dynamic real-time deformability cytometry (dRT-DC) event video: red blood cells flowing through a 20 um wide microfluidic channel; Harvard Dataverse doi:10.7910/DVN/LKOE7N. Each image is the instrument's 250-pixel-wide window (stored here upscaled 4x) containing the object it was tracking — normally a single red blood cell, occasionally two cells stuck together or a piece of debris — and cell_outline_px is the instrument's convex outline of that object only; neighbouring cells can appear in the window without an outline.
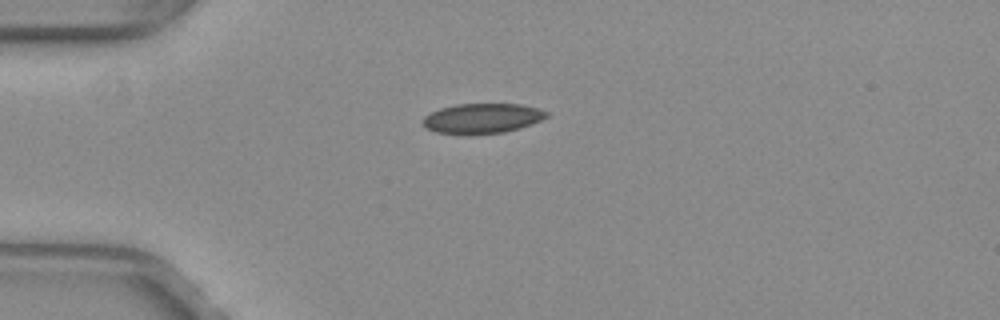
{"species": "common noctule bat (a hibernating species)", "species_latin": "Nyctalus noctula", "temperature_condition": "warm", "stored_images_in_passage": 39, "camera_frame_rate_fps": 3000, "um_per_image_px": 0.085, "animal": {"sex": "female", "body_mass_g": 29.2, "forearm_length_mm": 56.3}, "frame": {"image": 1, "passage_image": 1, "time_ms": 0.0, "image_size_px": [1000, 320], "cell_outline_px": [[548, 116], [532, 124], [520, 128], [504, 132], [472, 136], [460, 136], [436, 132], [424, 128], [424, 116], [440, 108], [456, 104], [520, 104], [536, 108], [548, 112]], "centroid_in_image_um": [40.95, 10.09], "position_along_channel_um": 44.1, "area_um2": 22.02}}
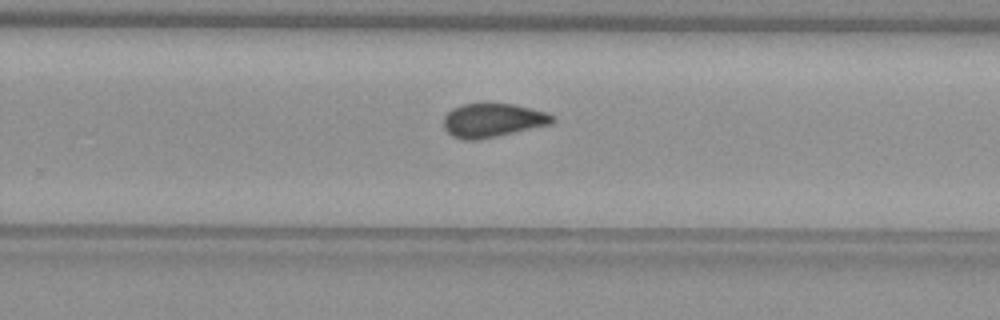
{"frame": {"image": 2, "passage_image": 21, "time_ms": 6.667, "image_size_px": [1000, 320], "cell_outline_px": [[556, 120], [552, 124], [496, 136], [476, 140], [460, 140], [452, 136], [444, 128], [444, 116], [452, 108], [464, 104], [512, 104], [532, 108], [548, 112]], "centroid_in_image_um": [41.88, 10.23], "position_along_channel_um": 287.9, "area_um2": 21.39}}
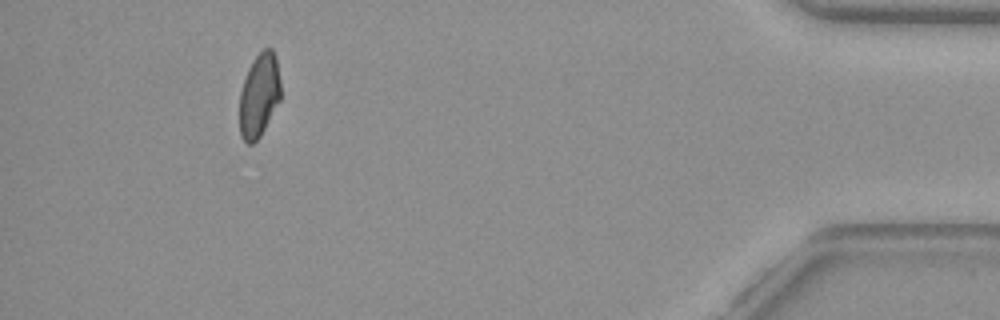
{"frame": {"image": 3, "passage_image": 35, "time_ms": 11.333, "image_size_px": [1000, 320], "cell_outline_px": [[280, 100], [260, 136], [252, 144], [248, 144], [240, 136], [240, 92], [248, 68], [252, 60], [264, 48], [272, 48], [276, 56], [280, 80]], "centroid_in_image_um": [22.03, 8.08], "position_along_channel_um": 413.2, "area_um2": 20.0}, "authors_computed_cell_mechanics": {"area_um2": 21.3282, "velocity_mm_per_s": 4.0325, "shape_relaxation_time_tau1_ms": null, "shape_relaxation_time_tau2_ms": 2.0191, "deformation_change_tau1": null, "deformation_change_tau2": 0.0632}}